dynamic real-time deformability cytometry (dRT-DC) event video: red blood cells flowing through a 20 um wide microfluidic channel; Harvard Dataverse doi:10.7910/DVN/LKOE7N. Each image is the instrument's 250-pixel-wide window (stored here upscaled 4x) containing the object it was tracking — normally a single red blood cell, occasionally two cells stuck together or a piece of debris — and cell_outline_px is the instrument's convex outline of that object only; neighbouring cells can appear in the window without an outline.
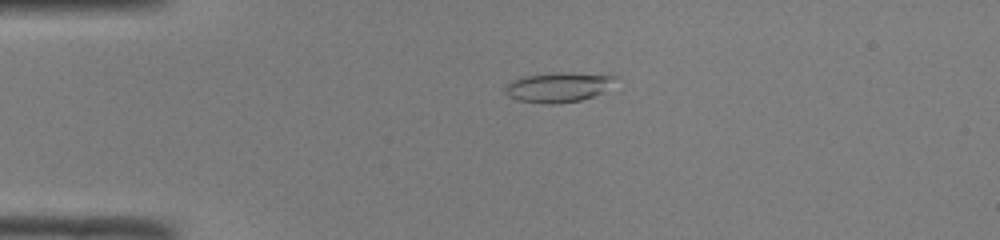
{"species": "common noctule bat (a hibernating species)", "species_latin": "Nyctalus noctula", "temperature_condition": "room temperature", "stored_images_in_passage": 40, "camera_frame_rate_fps": 3000, "um_per_image_px": 0.085, "animal": {"sex": "male", "body_mass_g": 19.0, "forearm_length_mm": 50.8}, "frame": {"image": 1, "passage_image": 2, "time_ms": 0.333, "image_size_px": [1000, 240], "cell_outline_px": [[616, 76], [600, 92], [592, 96], [580, 100], [552, 104], [548, 104], [516, 100], [508, 96], [504, 92], [504, 88], [512, 80], [520, 76], [552, 72], [572, 72]], "centroid_in_image_um": [47.3, 7.4], "position_along_channel_um": 37.7, "area_um2": 18.84}}
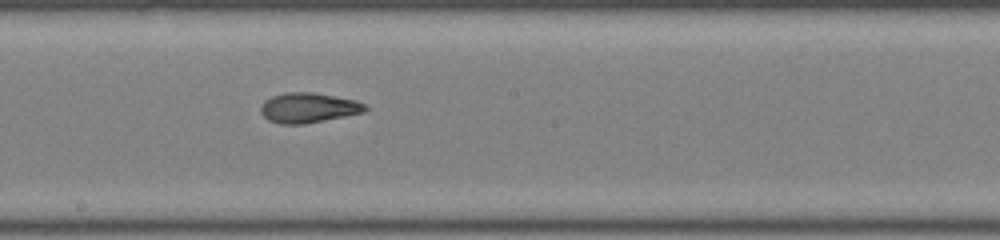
{"frame": {"image": 2, "passage_image": 18, "time_ms": 5.667, "image_size_px": [1000, 240], "cell_outline_px": [[368, 108], [364, 112], [304, 124], [280, 124], [268, 120], [260, 112], [260, 104], [264, 100], [272, 96], [284, 92], [312, 92], [356, 100], [364, 104]], "centroid_in_image_um": [26.16, 9.15], "position_along_channel_um": 222.0, "area_um2": 18.26}}
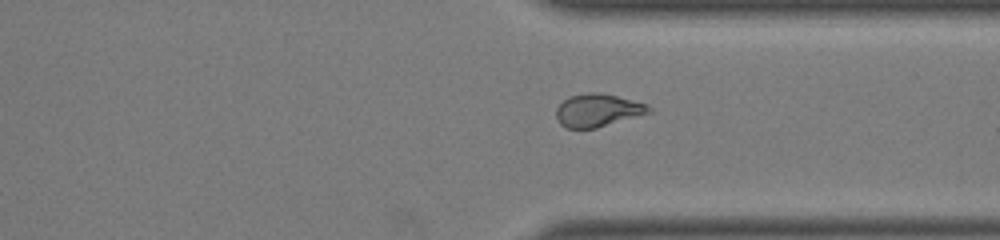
{"frame": {"image": 3, "passage_image": 28, "time_ms": 9.0, "image_size_px": [1000, 240], "cell_outline_px": [[652, 112], [596, 128], [568, 128], [560, 124], [556, 116], [556, 108], [564, 100], [572, 96], [588, 92], [600, 92], [648, 104], [652, 108]], "centroid_in_image_um": [50.83, 9.37], "position_along_channel_um": 360.6, "area_um2": 17.63}, "authors_computed_cell_mechanics": {"area_um2": 18.4093, "velocity_mm_per_s": 4.1362, "shape_relaxation_time_tau1_ms": null, "shape_relaxation_time_tau2_ms": 1.7096, "deformation_change_tau1": null, "deformation_change_tau2": 0.092}}